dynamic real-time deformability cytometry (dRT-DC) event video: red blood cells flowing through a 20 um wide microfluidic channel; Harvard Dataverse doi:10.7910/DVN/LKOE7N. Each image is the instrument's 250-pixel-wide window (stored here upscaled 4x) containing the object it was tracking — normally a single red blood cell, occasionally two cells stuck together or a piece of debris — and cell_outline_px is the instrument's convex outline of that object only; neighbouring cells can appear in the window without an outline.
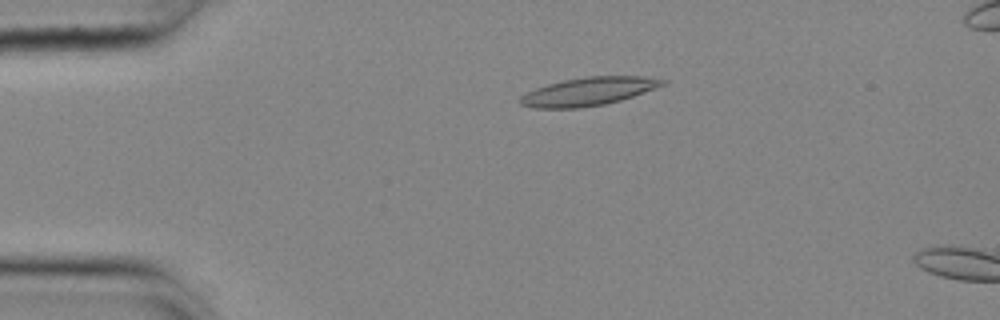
{"species": "common noctule bat (a hibernating species)", "species_latin": "Nyctalus noctula", "temperature_condition": "cold", "stored_images_in_passage": 9, "camera_frame_rate_fps": 3000, "um_per_image_px": 0.085, "animal": {"sex": "female", "body_mass_g": 25.1}, "frame": {"image": 1, "passage_image": 6, "time_ms": 1.667, "image_size_px": [1000, 320], "cell_outline_px": [[668, 84], [620, 100], [604, 104], [580, 108], [532, 108], [520, 104], [520, 96], [536, 88], [548, 84], [564, 80], [588, 76], [644, 76], [668, 80]], "centroid_in_image_um": [50.05, 7.77], "position_along_channel_um": 34.9, "area_um2": 23.35}}